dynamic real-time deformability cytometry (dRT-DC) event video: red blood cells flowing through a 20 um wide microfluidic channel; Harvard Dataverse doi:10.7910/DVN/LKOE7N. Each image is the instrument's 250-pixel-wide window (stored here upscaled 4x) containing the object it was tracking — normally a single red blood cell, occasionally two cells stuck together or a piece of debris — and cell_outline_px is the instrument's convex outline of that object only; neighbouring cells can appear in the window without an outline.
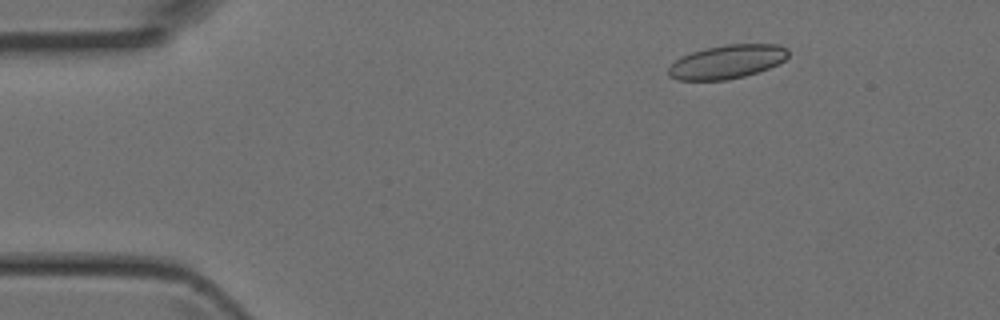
{"species": "Egyptian fruit bat (a non-hibernating species)", "species_latin": "Rousettus aegyptiacus", "temperature_condition": "room temperature", "stored_images_in_passage": 4, "camera_frame_rate_fps": 3000, "um_per_image_px": 0.085, "animal": {"sex": "female"}, "frame": {"image": 1, "passage_image": 2, "time_ms": 0.333, "image_size_px": [1000, 320], "cell_outline_px": [[788, 56], [784, 60], [768, 68], [744, 76], [728, 80], [676, 80], [668, 76], [668, 68], [676, 60], [692, 52], [704, 48], [724, 44], [780, 44], [788, 48]], "centroid_in_image_um": [61.8, 5.24], "position_along_channel_um": 23.2, "area_um2": 23.52}}